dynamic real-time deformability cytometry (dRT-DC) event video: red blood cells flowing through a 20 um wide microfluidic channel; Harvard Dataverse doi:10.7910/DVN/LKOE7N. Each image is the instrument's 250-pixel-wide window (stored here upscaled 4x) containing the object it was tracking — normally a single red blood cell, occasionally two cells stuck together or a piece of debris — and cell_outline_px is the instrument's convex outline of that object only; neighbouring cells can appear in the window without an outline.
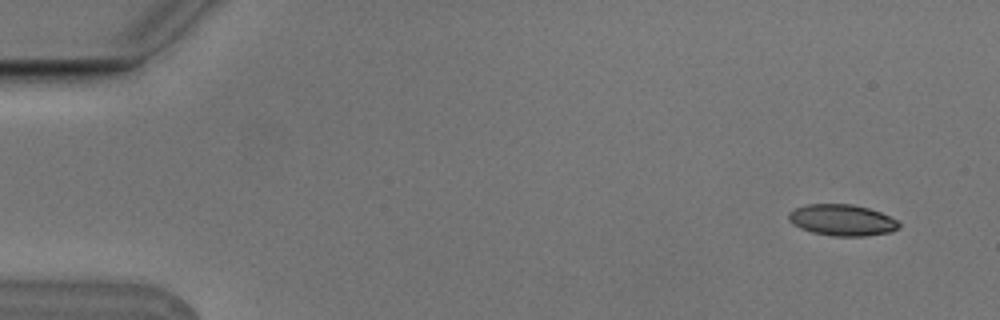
{"species": "Egyptian fruit bat (a non-hibernating species)", "species_latin": "Rousettus aegyptiacus", "temperature_condition": "cold", "stored_images_in_passage": 7, "camera_frame_rate_fps": 3000, "um_per_image_px": 0.085, "animal": {"sex": "male"}, "frame": {"image": 1, "passage_image": 1, "time_ms": 0.0, "image_size_px": [1000, 320], "cell_outline_px": [[900, 228], [892, 232], [864, 236], [832, 236], [812, 232], [800, 228], [792, 224], [788, 220], [788, 212], [796, 208], [808, 204], [852, 204], [868, 208], [880, 212], [896, 220], [900, 224]], "centroid_in_image_um": [71.57, 18.71], "position_along_channel_um": 13.4, "area_um2": 20.17}}
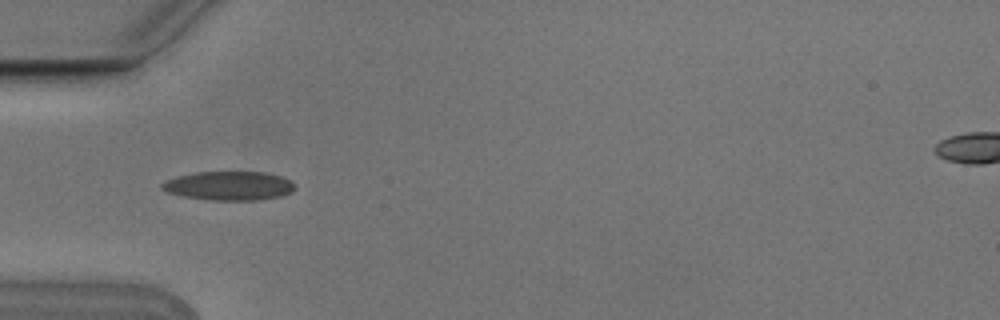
{"frame": {"image": 2, "passage_image": 5, "time_ms": 1.333, "image_size_px": [1000, 320], "cell_outline_px": [[292, 192], [280, 196], [256, 200], [208, 200], [184, 196], [168, 192], [160, 188], [160, 184], [176, 176], [196, 172], [264, 172], [280, 176], [292, 180]], "centroid_in_image_um": [19.44, 15.79], "position_along_channel_um": 65.6, "area_um2": 22.25}}
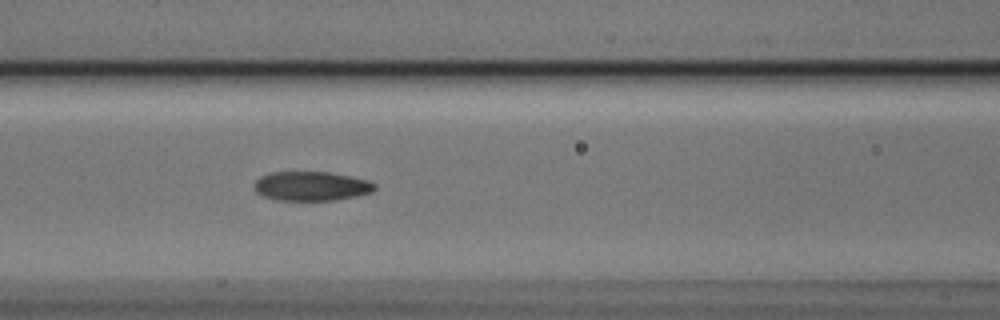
{"frame": {"image": 3, "passage_image": 7, "time_ms": 2.0, "image_size_px": [1000, 320], "cell_outline_px": [[376, 188], [372, 192], [356, 196], [336, 200], [276, 200], [264, 196], [256, 192], [252, 184], [260, 176], [272, 172], [328, 172], [368, 180], [376, 184]], "centroid_in_image_um": [26.44, 15.82], "position_along_channel_um": 140.2, "area_um2": 20.58}}